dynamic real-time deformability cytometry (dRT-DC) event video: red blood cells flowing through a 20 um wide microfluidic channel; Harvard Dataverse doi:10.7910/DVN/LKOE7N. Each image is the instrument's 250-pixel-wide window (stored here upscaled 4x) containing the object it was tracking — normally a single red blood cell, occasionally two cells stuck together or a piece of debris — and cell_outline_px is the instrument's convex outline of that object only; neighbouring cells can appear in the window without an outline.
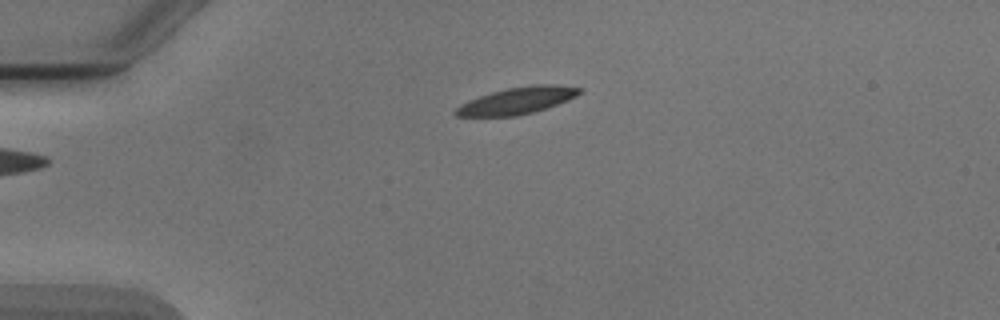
{"species": "Egyptian fruit bat (a non-hibernating species)", "species_latin": "Rousettus aegyptiacus", "temperature_condition": "cold", "stored_images_in_passage": 2, "camera_frame_rate_fps": 3000, "um_per_image_px": 0.085, "animal": {"sex": "male"}, "frame": {"image": 1, "passage_image": 1, "time_ms": 0.0, "image_size_px": [1000, 320], "cell_outline_px": [[584, 92], [568, 100], [532, 112], [516, 116], [456, 116], [452, 112], [460, 104], [468, 100], [492, 92], [508, 88], [536, 84], [556, 84], [584, 88]], "centroid_in_image_um": [43.98, 8.54], "position_along_channel_um": 41.0, "area_um2": 19.31}}